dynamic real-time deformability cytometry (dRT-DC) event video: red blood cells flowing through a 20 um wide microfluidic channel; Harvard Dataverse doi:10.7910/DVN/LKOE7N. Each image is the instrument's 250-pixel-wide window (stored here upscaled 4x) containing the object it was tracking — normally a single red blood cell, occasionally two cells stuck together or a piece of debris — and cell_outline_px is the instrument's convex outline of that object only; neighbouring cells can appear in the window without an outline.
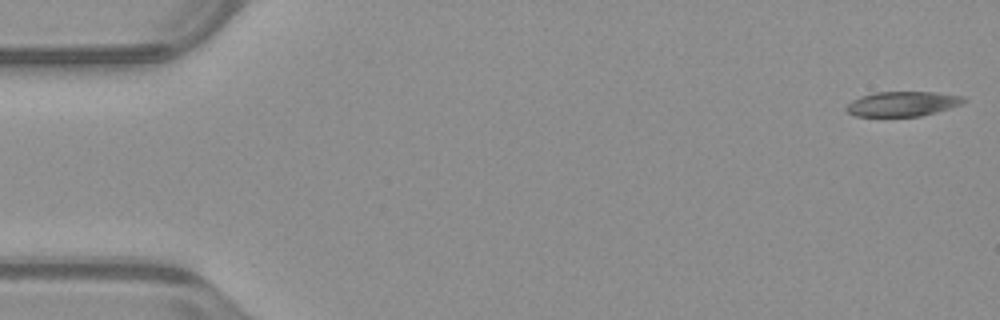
{"species": "common noctule bat (a hibernating species)", "species_latin": "Nyctalus noctula", "temperature_condition": "warm", "stored_images_in_passage": 52, "camera_frame_rate_fps": 3000, "um_per_image_px": 0.085, "animal": {"sex": "male", "body_mass_g": 23.1, "forearm_length_mm": 52.7}, "frame": {"image": 1, "passage_image": 1, "time_ms": 0.0, "image_size_px": [1000, 320], "cell_outline_px": [[968, 100], [960, 104], [936, 112], [920, 116], [856, 116], [848, 112], [844, 108], [852, 100], [860, 96], [876, 92], [936, 92], [964, 96]], "centroid_in_image_um": [76.71, 8.82], "position_along_channel_um": 8.3, "area_um2": 16.94}}
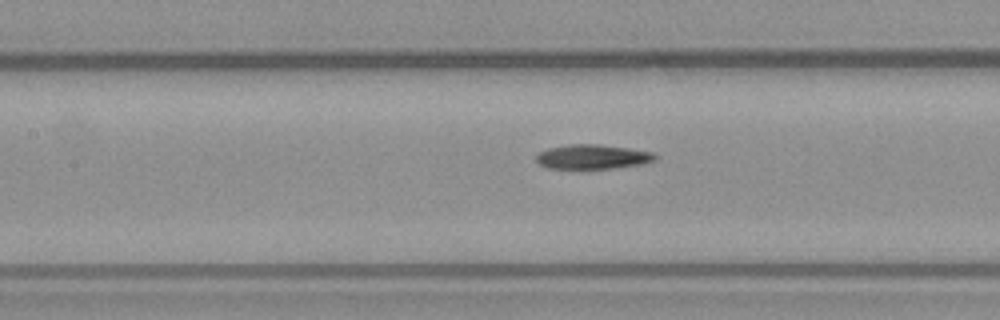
{"frame": {"image": 2, "passage_image": 23, "time_ms": 7.333, "image_size_px": [1000, 320], "cell_outline_px": [[660, 156], [656, 160], [644, 164], [612, 168], [548, 168], [540, 164], [536, 160], [536, 156], [540, 152], [548, 148], [568, 144], [596, 144], [628, 148], [656, 152]], "centroid_in_image_um": [50.45, 13.32], "position_along_channel_um": 157.0, "area_um2": 17.05}}
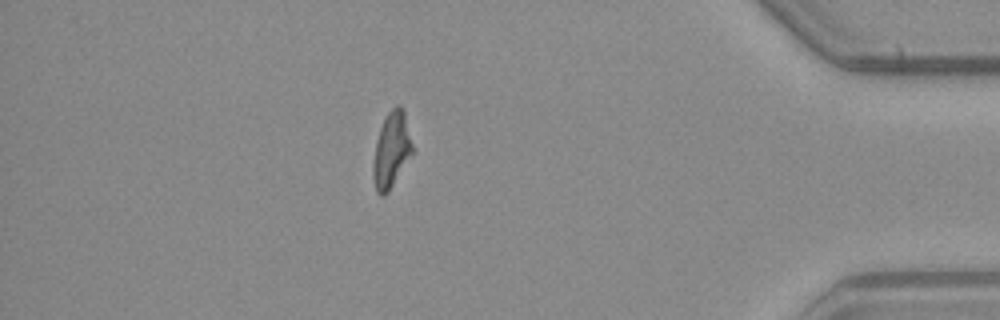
{"frame": {"image": 3, "passage_image": 45, "time_ms": 14.667, "image_size_px": [1000, 320], "cell_outline_px": [[412, 152], [388, 192], [384, 196], [380, 196], [376, 192], [372, 176], [372, 164], [376, 140], [380, 128], [388, 112], [396, 104], [400, 104], [404, 108], [412, 144]], "centroid_in_image_um": [33.24, 12.73], "position_along_channel_um": 402.0, "area_um2": 17.22}, "authors_computed_cell_mechanics": {"area_um2": 17.6001, "velocity_mm_per_s": 3.9645, "shape_relaxation_time_tau1_ms": null, "shape_relaxation_time_tau2_ms": 9.4902, "deformation_change_tau1": null, "deformation_change_tau2": 0.2147}}